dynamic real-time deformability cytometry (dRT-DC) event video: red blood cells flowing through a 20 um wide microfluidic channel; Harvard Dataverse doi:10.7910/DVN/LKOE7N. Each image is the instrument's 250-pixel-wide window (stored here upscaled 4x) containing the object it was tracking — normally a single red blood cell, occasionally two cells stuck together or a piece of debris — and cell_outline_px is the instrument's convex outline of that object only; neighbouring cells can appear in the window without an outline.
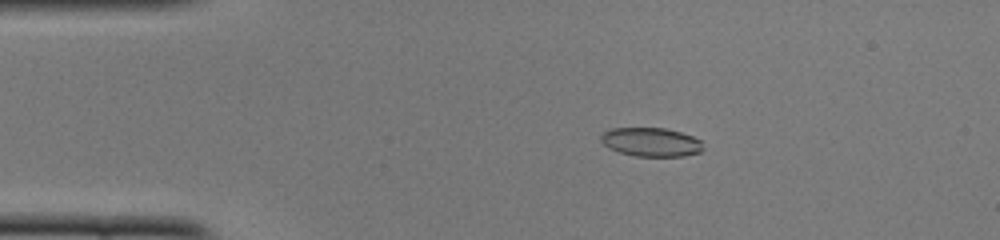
{"species": "common noctule bat (a hibernating species)", "species_latin": "Nyctalus noctula", "temperature_condition": "cold", "stored_images_in_passage": 50, "camera_frame_rate_fps": 3000, "um_per_image_px": 0.085, "animal": {"sex": "female", "body_mass_g": 22.0, "forearm_length_mm": 56.7}, "frame": {"image": 1, "passage_image": 9, "time_ms": 2.667, "image_size_px": [1000, 240], "cell_outline_px": [[704, 148], [700, 152], [684, 156], [636, 156], [620, 152], [608, 148], [600, 140], [600, 136], [604, 132], [612, 128], [664, 128], [680, 132], [692, 136], [700, 140]], "centroid_in_image_um": [55.34, 12.07], "position_along_channel_um": 29.7, "area_um2": 17.11}}
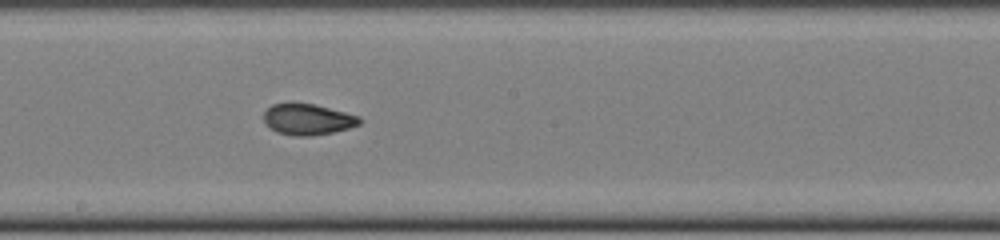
{"frame": {"image": 2, "passage_image": 27, "time_ms": 8.667, "image_size_px": [1000, 240], "cell_outline_px": [[364, 120], [360, 124], [348, 128], [332, 132], [308, 136], [296, 136], [276, 132], [264, 124], [264, 112], [272, 104], [292, 100], [312, 104], [360, 116]], "centroid_in_image_um": [26.11, 10.11], "position_along_channel_um": 222.1, "area_um2": 17.69}}
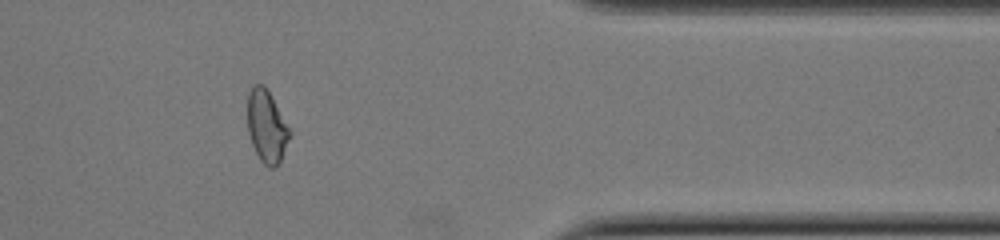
{"frame": {"image": 3, "passage_image": 41, "time_ms": 13.333, "image_size_px": [1000, 240], "cell_outline_px": [[292, 132], [280, 160], [272, 168], [268, 168], [260, 160], [252, 144], [248, 132], [248, 96], [252, 84], [264, 84]], "centroid_in_image_um": [22.66, 10.73], "position_along_channel_um": 388.7, "area_um2": 17.51}, "authors_computed_cell_mechanics": {"area_um2": 17.7157, "velocity_mm_per_s": 4.016, "shape_relaxation_time_tau1_ms": 8.9243, "shape_relaxation_time_tau2_ms": 1.6363, "deformation_change_tau1": 0.2345, "deformation_change_tau2": 0.0615}}